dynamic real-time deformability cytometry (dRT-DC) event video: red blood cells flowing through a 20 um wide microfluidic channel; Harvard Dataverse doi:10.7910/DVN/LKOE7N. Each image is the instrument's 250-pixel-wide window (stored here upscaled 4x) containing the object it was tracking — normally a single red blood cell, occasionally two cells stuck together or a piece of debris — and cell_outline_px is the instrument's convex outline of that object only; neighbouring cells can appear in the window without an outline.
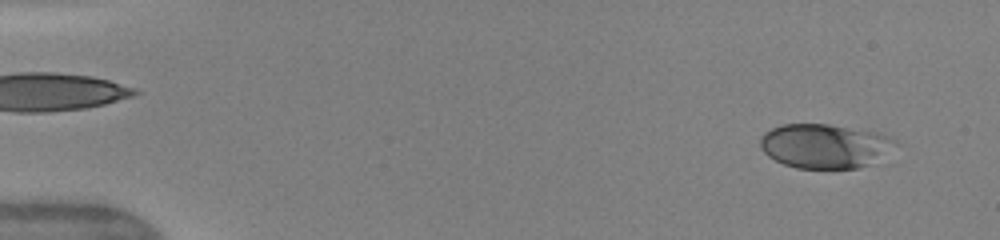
{"species": "human", "species_latin": "Homo sapiens", "temperature_condition": "warm", "stored_images_in_passage": 48, "camera_frame_rate_fps": 3000, "um_per_image_px": 0.085, "donor": {"sex": "female"}, "frame": {"image": 1, "passage_image": 3, "time_ms": 0.667, "image_size_px": [1000, 240], "cell_outline_px": [[900, 144], [864, 164], [856, 168], [796, 168], [784, 164], [768, 156], [760, 148], [760, 136], [764, 132], [780, 124], [828, 124], [880, 132], [896, 140]], "centroid_in_image_um": [70.04, 12.38], "position_along_channel_um": 15.0, "area_um2": 34.56}}
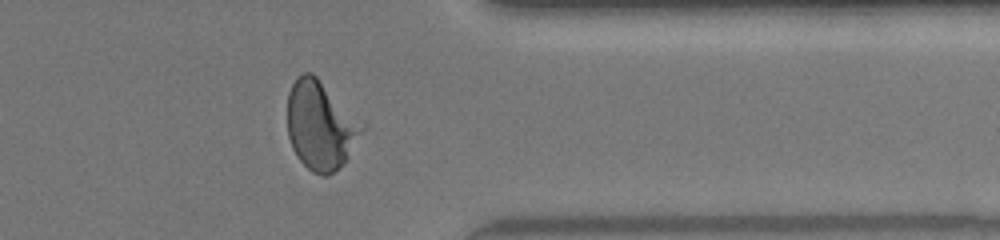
{"frame": {"image": 2, "passage_image": 39, "time_ms": 12.667, "image_size_px": [1000, 240], "cell_outline_px": [[356, 132], [348, 156], [328, 176], [324, 176], [312, 172], [300, 160], [292, 148], [288, 136], [288, 92], [292, 84], [304, 72], [312, 72], [316, 76]], "centroid_in_image_um": [26.98, 10.73], "position_along_channel_um": 384.4, "area_um2": 34.22}}
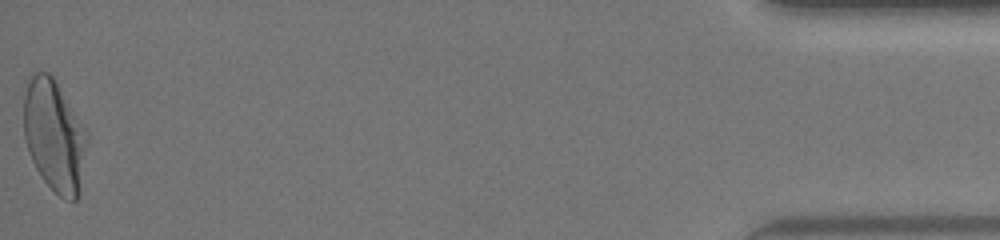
{"frame": {"image": 3, "passage_image": 48, "time_ms": 15.667, "image_size_px": [1000, 240], "cell_outline_px": [[88, 140], [76, 200], [64, 200], [40, 176], [28, 152], [24, 136], [24, 96], [28, 76], [32, 72], [48, 72], [52, 76], [88, 132]], "centroid_in_image_um": [4.59, 11.49], "position_along_channel_um": 430.6, "area_um2": 40.92}, "authors_computed_cell_mechanics": {"area_um2": 35.2291, "velocity_mm_per_s": 4.1813, "shape_relaxation_time_tau1_ms": 3.122, "shape_relaxation_time_tau2_ms": null, "deformation_change_tau1": 0.1697, "deformation_change_tau2": null}}